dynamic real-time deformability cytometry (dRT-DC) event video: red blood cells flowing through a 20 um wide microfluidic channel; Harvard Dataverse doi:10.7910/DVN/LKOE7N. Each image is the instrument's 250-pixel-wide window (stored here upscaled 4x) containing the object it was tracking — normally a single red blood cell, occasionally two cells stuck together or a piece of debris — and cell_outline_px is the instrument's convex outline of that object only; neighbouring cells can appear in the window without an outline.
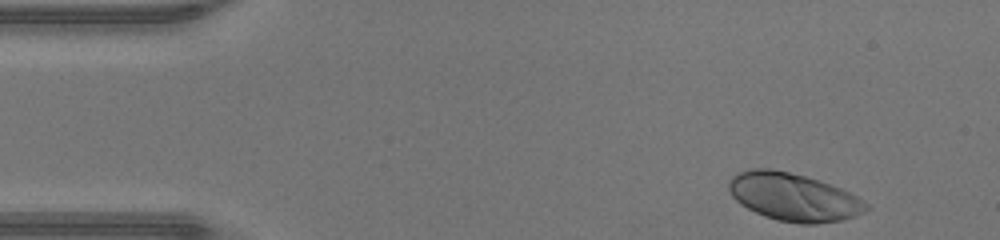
{"species": "human", "species_latin": "Homo sapiens", "temperature_condition": "warm", "stored_images_in_passage": 29, "camera_frame_rate_fps": 3000, "um_per_image_px": 0.085, "donor": {"sex": "male"}, "frame": {"image": 1, "passage_image": 1, "time_ms": 0.0, "image_size_px": [1000, 240], "cell_outline_px": [[868, 208], [864, 212], [856, 216], [844, 220], [816, 224], [800, 224], [776, 220], [764, 216], [740, 204], [732, 196], [728, 188], [728, 180], [736, 172], [752, 168], [772, 168], [820, 180], [840, 188], [864, 200], [868, 204]], "centroid_in_image_um": [67.43, 16.75], "position_along_channel_um": 17.6, "area_um2": 38.55}}
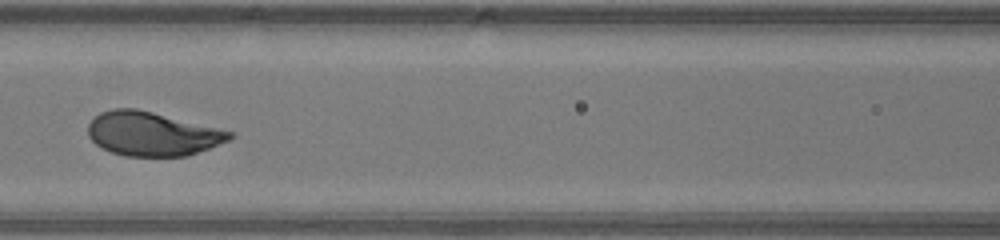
{"frame": {"image": 2, "passage_image": 17, "time_ms": 5.333, "image_size_px": [1000, 240], "cell_outline_px": [[236, 136], [232, 140], [188, 156], [124, 156], [100, 148], [88, 136], [88, 124], [100, 112], [112, 108], [136, 108], [232, 132]], "centroid_in_image_um": [12.93, 11.39], "position_along_channel_um": 153.7, "area_um2": 36.24}}
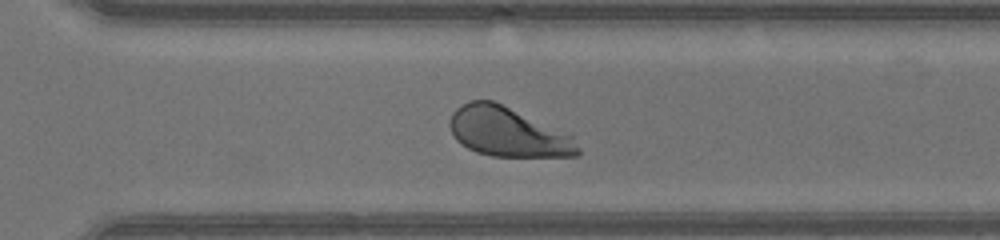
{"frame": {"image": 3, "passage_image": 29, "time_ms": 9.333, "image_size_px": [1000, 240], "cell_outline_px": [[580, 156], [492, 156], [476, 152], [460, 144], [456, 140], [448, 124], [452, 112], [460, 104], [468, 100], [492, 100], [572, 132], [580, 148]], "centroid_in_image_um": [43.23, 11.2], "position_along_channel_um": 327.4, "area_um2": 37.8}}